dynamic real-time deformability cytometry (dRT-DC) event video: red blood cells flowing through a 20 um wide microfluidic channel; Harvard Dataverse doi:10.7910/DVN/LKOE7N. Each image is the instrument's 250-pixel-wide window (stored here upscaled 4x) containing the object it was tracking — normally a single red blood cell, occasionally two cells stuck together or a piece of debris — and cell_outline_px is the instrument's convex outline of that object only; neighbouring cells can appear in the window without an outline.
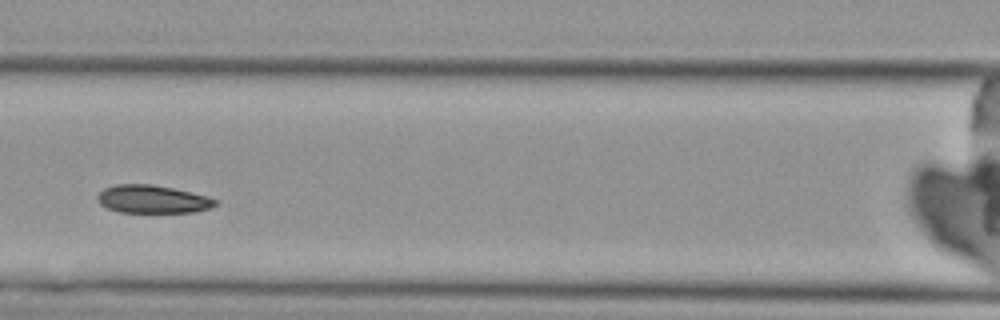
{"species": "Egyptian fruit bat (a non-hibernating species)", "species_latin": "Rousettus aegyptiacus", "temperature_condition": "cold", "stored_images_in_passage": 5, "segment_of_instrument_passage": [1, 2], "camera_frame_rate_fps": 3000, "um_per_image_px": 0.085, "animal": {"sex": "female"}, "frame": {"image": 1, "passage_image": 3, "time_ms": 2.333, "image_size_px": [1000, 320], "cell_outline_px": [[216, 204], [212, 208], [196, 212], [116, 212], [100, 204], [96, 200], [96, 196], [104, 188], [116, 184], [152, 184], [172, 188], [208, 196], [216, 200]], "centroid_in_image_um": [12.94, 16.93], "position_along_channel_um": 153.7, "area_um2": 19.31}}
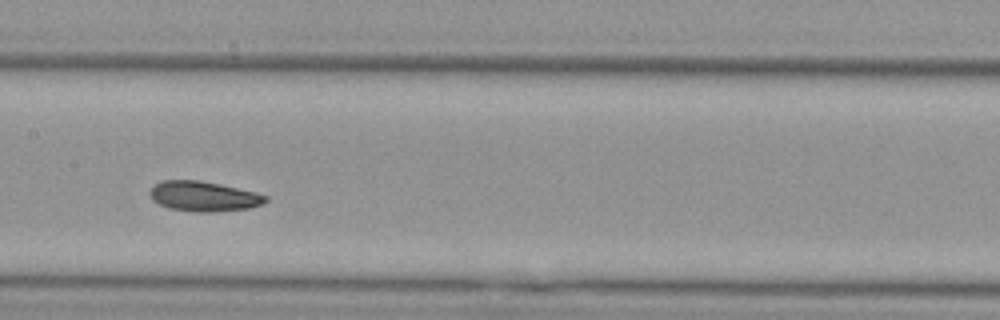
{"frame": {"image": 2, "passage_image": 4, "time_ms": 3.333, "image_size_px": [1000, 320], "cell_outline_px": [[268, 200], [260, 204], [248, 208], [212, 212], [196, 212], [168, 208], [152, 200], [148, 192], [156, 184], [164, 180], [200, 180], [220, 184], [256, 192], [268, 196]], "centroid_in_image_um": [17.3, 16.68], "position_along_channel_um": 190.1, "area_um2": 20.17}}